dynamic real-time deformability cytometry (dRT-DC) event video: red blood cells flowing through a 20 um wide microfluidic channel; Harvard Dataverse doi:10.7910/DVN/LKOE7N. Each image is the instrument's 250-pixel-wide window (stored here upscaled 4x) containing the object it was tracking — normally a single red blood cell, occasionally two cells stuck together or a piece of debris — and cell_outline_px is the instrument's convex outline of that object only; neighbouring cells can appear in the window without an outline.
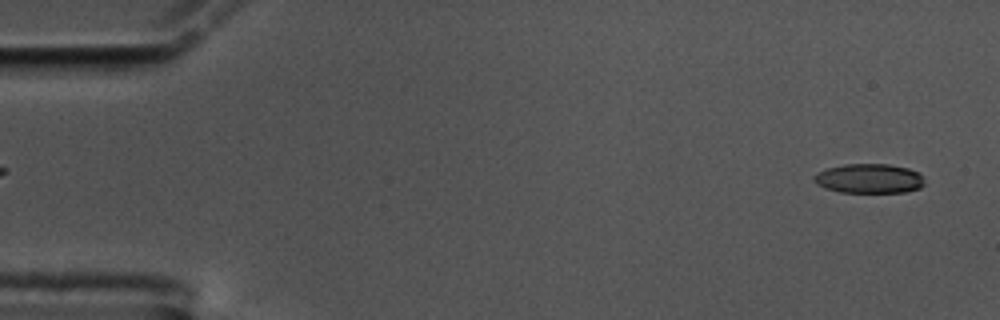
{"species": "common noctule bat (a hibernating species)", "species_latin": "Nyctalus noctula", "temperature_condition": "cold", "stored_images_in_passage": 57, "camera_frame_rate_fps": 3000, "um_per_image_px": 0.085, "animal": {"sex": "male", "body_mass_g": 17.5, "forearm_length_mm": 52.3}, "frame": {"image": 1, "passage_image": 2, "time_ms": 0.333, "image_size_px": [1000, 320], "cell_outline_px": [[924, 184], [920, 188], [904, 192], [840, 192], [824, 188], [816, 184], [812, 180], [812, 176], [816, 172], [828, 168], [844, 164], [888, 164], [908, 168], [920, 172], [924, 176]], "centroid_in_image_um": [73.87, 15.17], "position_along_channel_um": 11.1, "area_um2": 19.25}}
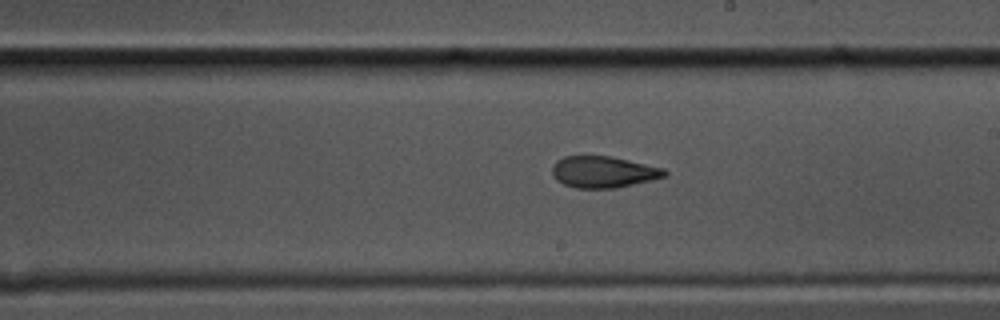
{"frame": {"image": 2, "passage_image": 32, "time_ms": 10.333, "image_size_px": [1000, 320], "cell_outline_px": [[668, 176], [616, 188], [576, 188], [564, 184], [556, 180], [552, 176], [552, 164], [556, 160], [564, 156], [612, 156], [664, 168], [668, 172]], "centroid_in_image_um": [51.28, 14.61], "position_along_channel_um": 237.7, "area_um2": 20.81}}
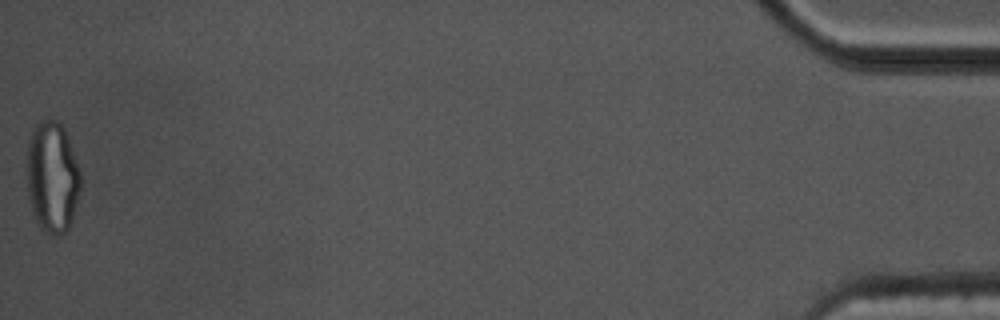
{"frame": {"image": 3, "passage_image": 57, "time_ms": 18.667, "image_size_px": [1000, 320], "cell_outline_px": [[80, 192], [72, 220], [68, 228], [64, 232], [56, 236], [52, 236], [44, 232], [40, 228], [32, 212], [28, 196], [24, 168], [28, 140], [32, 128], [40, 120], [56, 120], [64, 128], [80, 172]], "centroid_in_image_um": [4.39, 15.06], "position_along_channel_um": 430.8, "area_um2": 35.55}, "authors_computed_cell_mechanics": {"area_um2": 21.0392, "velocity_mm_per_s": 3.4906, "shape_relaxation_time_tau1_ms": null, "shape_relaxation_time_tau2_ms": 2.8147, "deformation_change_tau1": null, "deformation_change_tau2": 0.0972}}